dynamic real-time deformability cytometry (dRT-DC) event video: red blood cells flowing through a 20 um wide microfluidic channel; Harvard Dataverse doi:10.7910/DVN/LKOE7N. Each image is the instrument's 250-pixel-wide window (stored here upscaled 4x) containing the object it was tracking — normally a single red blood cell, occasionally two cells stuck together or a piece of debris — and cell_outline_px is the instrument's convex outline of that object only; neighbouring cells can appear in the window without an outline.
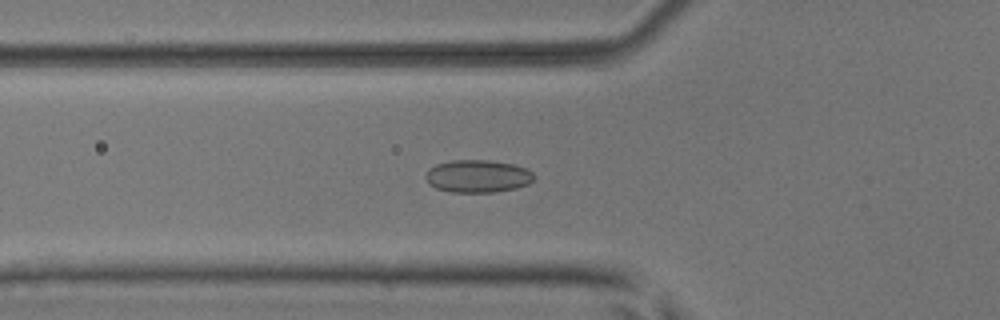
{"species": "common noctule bat (a hibernating species)", "species_latin": "Nyctalus noctula", "temperature_condition": "room temperature", "stored_images_in_passage": 52, "camera_frame_rate_fps": 3000, "um_per_image_px": 0.085, "animal": {"sex": "male", "body_mass_g": 17.9, "forearm_length_mm": 54.2}, "frame": {"image": 1, "passage_image": 19, "time_ms": 6.0, "image_size_px": [1000, 320], "cell_outline_px": [[536, 176], [528, 184], [516, 188], [492, 192], [452, 192], [436, 188], [428, 184], [424, 176], [428, 168], [436, 164], [452, 160], [488, 160], [512, 164], [528, 168]], "centroid_in_image_um": [40.59, 14.97], "position_along_channel_um": 85.2, "area_um2": 20.75}}
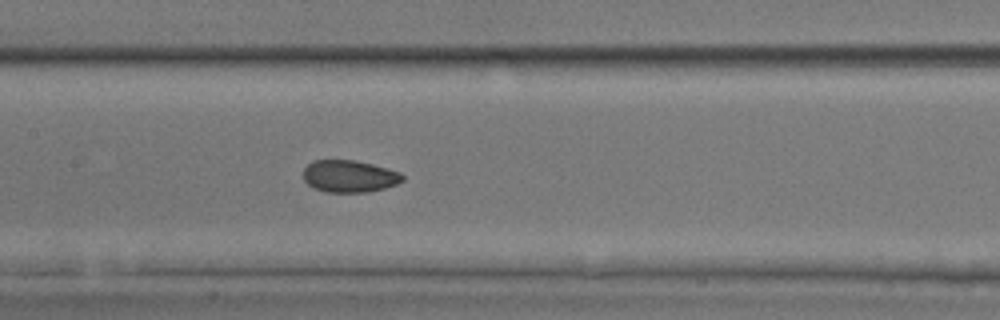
{"frame": {"image": 2, "passage_image": 26, "time_ms": 8.333, "image_size_px": [1000, 320], "cell_outline_px": [[404, 180], [396, 184], [384, 188], [368, 192], [324, 192], [312, 188], [304, 180], [304, 168], [312, 160], [356, 160], [372, 164], [400, 172], [404, 176]], "centroid_in_image_um": [29.68, 14.98], "position_along_channel_um": 177.7, "area_um2": 18.67}}
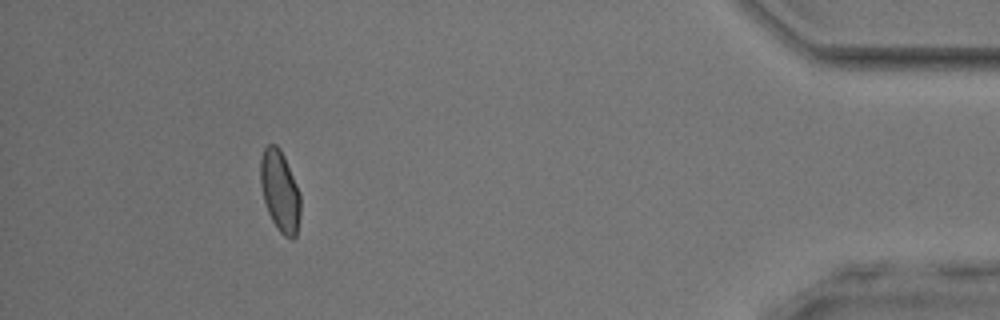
{"frame": {"image": 3, "passage_image": 48, "time_ms": 15.667, "image_size_px": [1000, 320], "cell_outline_px": [[300, 216], [296, 236], [292, 240], [284, 236], [280, 232], [272, 220], [268, 212], [264, 200], [260, 184], [260, 156], [264, 148], [268, 144], [276, 144], [280, 148], [284, 156], [300, 192]], "centroid_in_image_um": [23.79, 16.23], "position_along_channel_um": 411.4, "area_um2": 19.07}, "authors_computed_cell_mechanics": {"area_um2": 19.1318, "velocity_mm_per_s": 3.9619, "shape_relaxation_time_tau1_ms": null, "shape_relaxation_time_tau2_ms": 1.0877, "deformation_change_tau1": null, "deformation_change_tau2": 0.0484}}